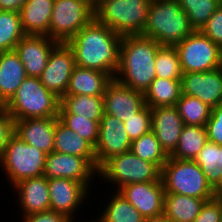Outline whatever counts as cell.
I'll return each instance as SVG.
<instances>
[{
    "label": "cell",
    "instance_id": "obj_15",
    "mask_svg": "<svg viewBox=\"0 0 222 222\" xmlns=\"http://www.w3.org/2000/svg\"><path fill=\"white\" fill-rule=\"evenodd\" d=\"M103 100L104 113L117 117L122 122L146 105L143 92L131 89L115 78L107 85Z\"/></svg>",
    "mask_w": 222,
    "mask_h": 222
},
{
    "label": "cell",
    "instance_id": "obj_18",
    "mask_svg": "<svg viewBox=\"0 0 222 222\" xmlns=\"http://www.w3.org/2000/svg\"><path fill=\"white\" fill-rule=\"evenodd\" d=\"M57 41L42 35H25L16 45L15 52L28 77L39 78Z\"/></svg>",
    "mask_w": 222,
    "mask_h": 222
},
{
    "label": "cell",
    "instance_id": "obj_34",
    "mask_svg": "<svg viewBox=\"0 0 222 222\" xmlns=\"http://www.w3.org/2000/svg\"><path fill=\"white\" fill-rule=\"evenodd\" d=\"M130 151L139 158L156 164L160 169H162L169 157L162 149L160 142L152 130L140 138L133 140Z\"/></svg>",
    "mask_w": 222,
    "mask_h": 222
},
{
    "label": "cell",
    "instance_id": "obj_44",
    "mask_svg": "<svg viewBox=\"0 0 222 222\" xmlns=\"http://www.w3.org/2000/svg\"><path fill=\"white\" fill-rule=\"evenodd\" d=\"M27 0H0V11H13L19 13Z\"/></svg>",
    "mask_w": 222,
    "mask_h": 222
},
{
    "label": "cell",
    "instance_id": "obj_10",
    "mask_svg": "<svg viewBox=\"0 0 222 222\" xmlns=\"http://www.w3.org/2000/svg\"><path fill=\"white\" fill-rule=\"evenodd\" d=\"M175 48L183 73L206 72L222 67V49L200 30H195Z\"/></svg>",
    "mask_w": 222,
    "mask_h": 222
},
{
    "label": "cell",
    "instance_id": "obj_4",
    "mask_svg": "<svg viewBox=\"0 0 222 222\" xmlns=\"http://www.w3.org/2000/svg\"><path fill=\"white\" fill-rule=\"evenodd\" d=\"M60 98L46 89L39 78L26 77L5 110L15 120L58 117Z\"/></svg>",
    "mask_w": 222,
    "mask_h": 222
},
{
    "label": "cell",
    "instance_id": "obj_50",
    "mask_svg": "<svg viewBox=\"0 0 222 222\" xmlns=\"http://www.w3.org/2000/svg\"><path fill=\"white\" fill-rule=\"evenodd\" d=\"M5 110V103L0 98V111Z\"/></svg>",
    "mask_w": 222,
    "mask_h": 222
},
{
    "label": "cell",
    "instance_id": "obj_19",
    "mask_svg": "<svg viewBox=\"0 0 222 222\" xmlns=\"http://www.w3.org/2000/svg\"><path fill=\"white\" fill-rule=\"evenodd\" d=\"M152 131L162 149L170 156L176 149L184 126L176 106L150 108Z\"/></svg>",
    "mask_w": 222,
    "mask_h": 222
},
{
    "label": "cell",
    "instance_id": "obj_28",
    "mask_svg": "<svg viewBox=\"0 0 222 222\" xmlns=\"http://www.w3.org/2000/svg\"><path fill=\"white\" fill-rule=\"evenodd\" d=\"M105 191L110 192L109 197L104 201L107 204L100 209L99 217L95 218L97 222H143L145 217L119 191Z\"/></svg>",
    "mask_w": 222,
    "mask_h": 222
},
{
    "label": "cell",
    "instance_id": "obj_17",
    "mask_svg": "<svg viewBox=\"0 0 222 222\" xmlns=\"http://www.w3.org/2000/svg\"><path fill=\"white\" fill-rule=\"evenodd\" d=\"M118 191L145 218L163 214L165 189L162 180L126 184Z\"/></svg>",
    "mask_w": 222,
    "mask_h": 222
},
{
    "label": "cell",
    "instance_id": "obj_22",
    "mask_svg": "<svg viewBox=\"0 0 222 222\" xmlns=\"http://www.w3.org/2000/svg\"><path fill=\"white\" fill-rule=\"evenodd\" d=\"M55 0H27L19 14L26 35L48 36Z\"/></svg>",
    "mask_w": 222,
    "mask_h": 222
},
{
    "label": "cell",
    "instance_id": "obj_45",
    "mask_svg": "<svg viewBox=\"0 0 222 222\" xmlns=\"http://www.w3.org/2000/svg\"><path fill=\"white\" fill-rule=\"evenodd\" d=\"M143 222H173L166 215L162 214L156 217L145 218Z\"/></svg>",
    "mask_w": 222,
    "mask_h": 222
},
{
    "label": "cell",
    "instance_id": "obj_8",
    "mask_svg": "<svg viewBox=\"0 0 222 222\" xmlns=\"http://www.w3.org/2000/svg\"><path fill=\"white\" fill-rule=\"evenodd\" d=\"M46 155L13 134L0 159V168L9 181L8 186L12 188L24 179L43 176Z\"/></svg>",
    "mask_w": 222,
    "mask_h": 222
},
{
    "label": "cell",
    "instance_id": "obj_27",
    "mask_svg": "<svg viewBox=\"0 0 222 222\" xmlns=\"http://www.w3.org/2000/svg\"><path fill=\"white\" fill-rule=\"evenodd\" d=\"M176 193H165L163 214L173 222H193L199 215L205 201Z\"/></svg>",
    "mask_w": 222,
    "mask_h": 222
},
{
    "label": "cell",
    "instance_id": "obj_12",
    "mask_svg": "<svg viewBox=\"0 0 222 222\" xmlns=\"http://www.w3.org/2000/svg\"><path fill=\"white\" fill-rule=\"evenodd\" d=\"M48 186L51 210L66 215L72 221L77 220L75 219L77 212L85 213L82 209L86 203L88 204L87 201L92 193L83 183L67 178H56L48 180Z\"/></svg>",
    "mask_w": 222,
    "mask_h": 222
},
{
    "label": "cell",
    "instance_id": "obj_42",
    "mask_svg": "<svg viewBox=\"0 0 222 222\" xmlns=\"http://www.w3.org/2000/svg\"><path fill=\"white\" fill-rule=\"evenodd\" d=\"M14 134V119L6 111H0V159L9 138Z\"/></svg>",
    "mask_w": 222,
    "mask_h": 222
},
{
    "label": "cell",
    "instance_id": "obj_1",
    "mask_svg": "<svg viewBox=\"0 0 222 222\" xmlns=\"http://www.w3.org/2000/svg\"><path fill=\"white\" fill-rule=\"evenodd\" d=\"M121 38L120 34L94 18L67 44L74 53L77 66L105 72L114 78L119 66Z\"/></svg>",
    "mask_w": 222,
    "mask_h": 222
},
{
    "label": "cell",
    "instance_id": "obj_30",
    "mask_svg": "<svg viewBox=\"0 0 222 222\" xmlns=\"http://www.w3.org/2000/svg\"><path fill=\"white\" fill-rule=\"evenodd\" d=\"M207 142L208 136L205 126L184 124L178 145L169 157L182 160H194Z\"/></svg>",
    "mask_w": 222,
    "mask_h": 222
},
{
    "label": "cell",
    "instance_id": "obj_39",
    "mask_svg": "<svg viewBox=\"0 0 222 222\" xmlns=\"http://www.w3.org/2000/svg\"><path fill=\"white\" fill-rule=\"evenodd\" d=\"M200 31L222 49V3Z\"/></svg>",
    "mask_w": 222,
    "mask_h": 222
},
{
    "label": "cell",
    "instance_id": "obj_23",
    "mask_svg": "<svg viewBox=\"0 0 222 222\" xmlns=\"http://www.w3.org/2000/svg\"><path fill=\"white\" fill-rule=\"evenodd\" d=\"M112 79L108 73L76 65L65 95L103 96Z\"/></svg>",
    "mask_w": 222,
    "mask_h": 222
},
{
    "label": "cell",
    "instance_id": "obj_9",
    "mask_svg": "<svg viewBox=\"0 0 222 222\" xmlns=\"http://www.w3.org/2000/svg\"><path fill=\"white\" fill-rule=\"evenodd\" d=\"M94 19V10L85 0H55L48 37L67 43Z\"/></svg>",
    "mask_w": 222,
    "mask_h": 222
},
{
    "label": "cell",
    "instance_id": "obj_3",
    "mask_svg": "<svg viewBox=\"0 0 222 222\" xmlns=\"http://www.w3.org/2000/svg\"><path fill=\"white\" fill-rule=\"evenodd\" d=\"M195 31L177 0H151L142 36L175 47Z\"/></svg>",
    "mask_w": 222,
    "mask_h": 222
},
{
    "label": "cell",
    "instance_id": "obj_31",
    "mask_svg": "<svg viewBox=\"0 0 222 222\" xmlns=\"http://www.w3.org/2000/svg\"><path fill=\"white\" fill-rule=\"evenodd\" d=\"M194 161L200 166L207 181L214 188L220 181L222 174V145L208 141Z\"/></svg>",
    "mask_w": 222,
    "mask_h": 222
},
{
    "label": "cell",
    "instance_id": "obj_46",
    "mask_svg": "<svg viewBox=\"0 0 222 222\" xmlns=\"http://www.w3.org/2000/svg\"><path fill=\"white\" fill-rule=\"evenodd\" d=\"M95 11V9L104 1V0H85Z\"/></svg>",
    "mask_w": 222,
    "mask_h": 222
},
{
    "label": "cell",
    "instance_id": "obj_11",
    "mask_svg": "<svg viewBox=\"0 0 222 222\" xmlns=\"http://www.w3.org/2000/svg\"><path fill=\"white\" fill-rule=\"evenodd\" d=\"M43 176L47 180L72 179L83 183L91 191L94 180L98 178V170L83 157L53 151L46 155Z\"/></svg>",
    "mask_w": 222,
    "mask_h": 222
},
{
    "label": "cell",
    "instance_id": "obj_25",
    "mask_svg": "<svg viewBox=\"0 0 222 222\" xmlns=\"http://www.w3.org/2000/svg\"><path fill=\"white\" fill-rule=\"evenodd\" d=\"M54 151L83 157L97 169L94 147L59 119L55 125Z\"/></svg>",
    "mask_w": 222,
    "mask_h": 222
},
{
    "label": "cell",
    "instance_id": "obj_47",
    "mask_svg": "<svg viewBox=\"0 0 222 222\" xmlns=\"http://www.w3.org/2000/svg\"><path fill=\"white\" fill-rule=\"evenodd\" d=\"M213 198L216 200V202L220 205L221 212H222V193H214Z\"/></svg>",
    "mask_w": 222,
    "mask_h": 222
},
{
    "label": "cell",
    "instance_id": "obj_14",
    "mask_svg": "<svg viewBox=\"0 0 222 222\" xmlns=\"http://www.w3.org/2000/svg\"><path fill=\"white\" fill-rule=\"evenodd\" d=\"M99 124L98 141L94 148L97 170L111 157L130 151L132 143L119 118L104 113Z\"/></svg>",
    "mask_w": 222,
    "mask_h": 222
},
{
    "label": "cell",
    "instance_id": "obj_33",
    "mask_svg": "<svg viewBox=\"0 0 222 222\" xmlns=\"http://www.w3.org/2000/svg\"><path fill=\"white\" fill-rule=\"evenodd\" d=\"M175 106L186 125L205 126L211 115V107L193 96L182 94Z\"/></svg>",
    "mask_w": 222,
    "mask_h": 222
},
{
    "label": "cell",
    "instance_id": "obj_43",
    "mask_svg": "<svg viewBox=\"0 0 222 222\" xmlns=\"http://www.w3.org/2000/svg\"><path fill=\"white\" fill-rule=\"evenodd\" d=\"M18 219L17 222H20L21 219V222H72L66 215L53 210L29 214Z\"/></svg>",
    "mask_w": 222,
    "mask_h": 222
},
{
    "label": "cell",
    "instance_id": "obj_24",
    "mask_svg": "<svg viewBox=\"0 0 222 222\" xmlns=\"http://www.w3.org/2000/svg\"><path fill=\"white\" fill-rule=\"evenodd\" d=\"M26 77L25 68L15 50L0 52V98L5 104Z\"/></svg>",
    "mask_w": 222,
    "mask_h": 222
},
{
    "label": "cell",
    "instance_id": "obj_21",
    "mask_svg": "<svg viewBox=\"0 0 222 222\" xmlns=\"http://www.w3.org/2000/svg\"><path fill=\"white\" fill-rule=\"evenodd\" d=\"M59 117L28 118L14 121V134L46 154L54 151L55 125Z\"/></svg>",
    "mask_w": 222,
    "mask_h": 222
},
{
    "label": "cell",
    "instance_id": "obj_7",
    "mask_svg": "<svg viewBox=\"0 0 222 222\" xmlns=\"http://www.w3.org/2000/svg\"><path fill=\"white\" fill-rule=\"evenodd\" d=\"M98 179L106 182L105 187L112 184L107 190L118 191L126 184L160 181L161 169L128 151L105 161L98 169Z\"/></svg>",
    "mask_w": 222,
    "mask_h": 222
},
{
    "label": "cell",
    "instance_id": "obj_26",
    "mask_svg": "<svg viewBox=\"0 0 222 222\" xmlns=\"http://www.w3.org/2000/svg\"><path fill=\"white\" fill-rule=\"evenodd\" d=\"M58 115H77L100 123L104 115L103 96L64 95Z\"/></svg>",
    "mask_w": 222,
    "mask_h": 222
},
{
    "label": "cell",
    "instance_id": "obj_2",
    "mask_svg": "<svg viewBox=\"0 0 222 222\" xmlns=\"http://www.w3.org/2000/svg\"><path fill=\"white\" fill-rule=\"evenodd\" d=\"M161 45L142 35L122 36L115 79L131 89L145 92L156 78V53Z\"/></svg>",
    "mask_w": 222,
    "mask_h": 222
},
{
    "label": "cell",
    "instance_id": "obj_48",
    "mask_svg": "<svg viewBox=\"0 0 222 222\" xmlns=\"http://www.w3.org/2000/svg\"><path fill=\"white\" fill-rule=\"evenodd\" d=\"M214 193H222V174H221V179L217 183V185L214 187Z\"/></svg>",
    "mask_w": 222,
    "mask_h": 222
},
{
    "label": "cell",
    "instance_id": "obj_32",
    "mask_svg": "<svg viewBox=\"0 0 222 222\" xmlns=\"http://www.w3.org/2000/svg\"><path fill=\"white\" fill-rule=\"evenodd\" d=\"M25 35L19 13L0 11V52L14 51Z\"/></svg>",
    "mask_w": 222,
    "mask_h": 222
},
{
    "label": "cell",
    "instance_id": "obj_13",
    "mask_svg": "<svg viewBox=\"0 0 222 222\" xmlns=\"http://www.w3.org/2000/svg\"><path fill=\"white\" fill-rule=\"evenodd\" d=\"M75 66L72 49L67 43H58L51 51L39 79L47 90L61 99L66 93Z\"/></svg>",
    "mask_w": 222,
    "mask_h": 222
},
{
    "label": "cell",
    "instance_id": "obj_29",
    "mask_svg": "<svg viewBox=\"0 0 222 222\" xmlns=\"http://www.w3.org/2000/svg\"><path fill=\"white\" fill-rule=\"evenodd\" d=\"M181 95V80L155 78L144 92V99L149 108L175 106Z\"/></svg>",
    "mask_w": 222,
    "mask_h": 222
},
{
    "label": "cell",
    "instance_id": "obj_49",
    "mask_svg": "<svg viewBox=\"0 0 222 222\" xmlns=\"http://www.w3.org/2000/svg\"><path fill=\"white\" fill-rule=\"evenodd\" d=\"M92 217H93V219H92ZM87 218H88V217H86V220H87L86 222H97V220H96V219H94V215H93V216L91 215V217H90L92 220H89V219H87ZM88 220H89V221H88ZM81 221H82V222H84V220H83V219H81ZM81 221H80V220H78V221H72V222H81Z\"/></svg>",
    "mask_w": 222,
    "mask_h": 222
},
{
    "label": "cell",
    "instance_id": "obj_38",
    "mask_svg": "<svg viewBox=\"0 0 222 222\" xmlns=\"http://www.w3.org/2000/svg\"><path fill=\"white\" fill-rule=\"evenodd\" d=\"M131 141L140 138L152 130L151 110L145 105L134 116L123 122Z\"/></svg>",
    "mask_w": 222,
    "mask_h": 222
},
{
    "label": "cell",
    "instance_id": "obj_41",
    "mask_svg": "<svg viewBox=\"0 0 222 222\" xmlns=\"http://www.w3.org/2000/svg\"><path fill=\"white\" fill-rule=\"evenodd\" d=\"M193 222H222L220 205L214 198L205 201L201 207L199 215Z\"/></svg>",
    "mask_w": 222,
    "mask_h": 222
},
{
    "label": "cell",
    "instance_id": "obj_36",
    "mask_svg": "<svg viewBox=\"0 0 222 222\" xmlns=\"http://www.w3.org/2000/svg\"><path fill=\"white\" fill-rule=\"evenodd\" d=\"M154 67L156 78L181 80L183 75L175 47L161 46L156 53Z\"/></svg>",
    "mask_w": 222,
    "mask_h": 222
},
{
    "label": "cell",
    "instance_id": "obj_20",
    "mask_svg": "<svg viewBox=\"0 0 222 222\" xmlns=\"http://www.w3.org/2000/svg\"><path fill=\"white\" fill-rule=\"evenodd\" d=\"M22 218L29 214L51 210L48 180L45 176L24 179L12 187Z\"/></svg>",
    "mask_w": 222,
    "mask_h": 222
},
{
    "label": "cell",
    "instance_id": "obj_40",
    "mask_svg": "<svg viewBox=\"0 0 222 222\" xmlns=\"http://www.w3.org/2000/svg\"><path fill=\"white\" fill-rule=\"evenodd\" d=\"M208 141L222 145V104L211 108V115L206 122Z\"/></svg>",
    "mask_w": 222,
    "mask_h": 222
},
{
    "label": "cell",
    "instance_id": "obj_6",
    "mask_svg": "<svg viewBox=\"0 0 222 222\" xmlns=\"http://www.w3.org/2000/svg\"><path fill=\"white\" fill-rule=\"evenodd\" d=\"M165 193H176L199 199H213L214 188L194 160L168 157L161 169Z\"/></svg>",
    "mask_w": 222,
    "mask_h": 222
},
{
    "label": "cell",
    "instance_id": "obj_16",
    "mask_svg": "<svg viewBox=\"0 0 222 222\" xmlns=\"http://www.w3.org/2000/svg\"><path fill=\"white\" fill-rule=\"evenodd\" d=\"M183 95L200 99L209 107L222 104V67L206 72L183 73L181 77Z\"/></svg>",
    "mask_w": 222,
    "mask_h": 222
},
{
    "label": "cell",
    "instance_id": "obj_35",
    "mask_svg": "<svg viewBox=\"0 0 222 222\" xmlns=\"http://www.w3.org/2000/svg\"><path fill=\"white\" fill-rule=\"evenodd\" d=\"M188 16L192 27L201 30L222 0H177Z\"/></svg>",
    "mask_w": 222,
    "mask_h": 222
},
{
    "label": "cell",
    "instance_id": "obj_37",
    "mask_svg": "<svg viewBox=\"0 0 222 222\" xmlns=\"http://www.w3.org/2000/svg\"><path fill=\"white\" fill-rule=\"evenodd\" d=\"M58 117L66 127L76 132L95 148L99 136V122L77 117V115H58Z\"/></svg>",
    "mask_w": 222,
    "mask_h": 222
},
{
    "label": "cell",
    "instance_id": "obj_5",
    "mask_svg": "<svg viewBox=\"0 0 222 222\" xmlns=\"http://www.w3.org/2000/svg\"><path fill=\"white\" fill-rule=\"evenodd\" d=\"M150 4L151 0H104L94 18L121 36L142 35Z\"/></svg>",
    "mask_w": 222,
    "mask_h": 222
}]
</instances>
